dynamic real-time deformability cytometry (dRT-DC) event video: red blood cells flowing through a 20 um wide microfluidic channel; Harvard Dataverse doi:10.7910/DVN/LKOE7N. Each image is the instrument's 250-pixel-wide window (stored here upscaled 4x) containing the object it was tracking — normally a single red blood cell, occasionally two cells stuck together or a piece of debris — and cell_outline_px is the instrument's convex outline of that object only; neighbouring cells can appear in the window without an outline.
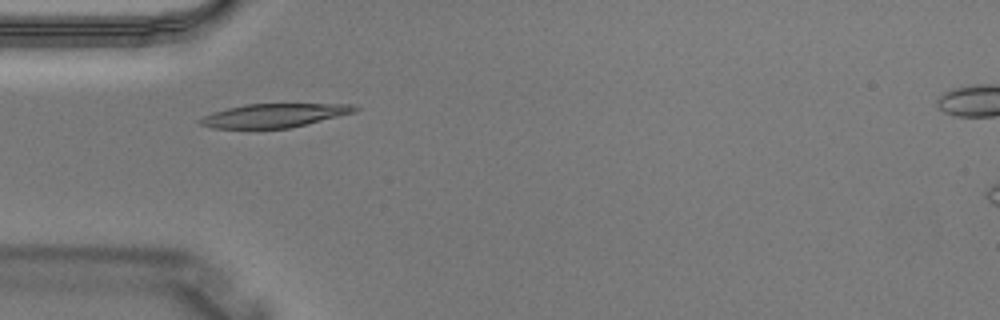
{"species": "Egyptian fruit bat (a non-hibernating species)", "species_latin": "Rousettus aegyptiacus", "temperature_condition": "warm", "stored_images_in_passage": 2, "camera_frame_rate_fps": 3000, "um_per_image_px": 0.085, "animal": {"sex": "male"}, "frame": {"image": 1, "passage_image": 2, "time_ms": 0.333, "image_size_px": [1000, 320], "cell_outline_px": [[360, 108], [356, 112], [288, 128], [212, 128], [200, 124], [196, 120], [212, 112], [228, 108], [248, 104], [352, 104]], "centroid_in_image_um": [23.29, 9.81], "position_along_channel_um": 61.7, "area_um2": 21.15}}